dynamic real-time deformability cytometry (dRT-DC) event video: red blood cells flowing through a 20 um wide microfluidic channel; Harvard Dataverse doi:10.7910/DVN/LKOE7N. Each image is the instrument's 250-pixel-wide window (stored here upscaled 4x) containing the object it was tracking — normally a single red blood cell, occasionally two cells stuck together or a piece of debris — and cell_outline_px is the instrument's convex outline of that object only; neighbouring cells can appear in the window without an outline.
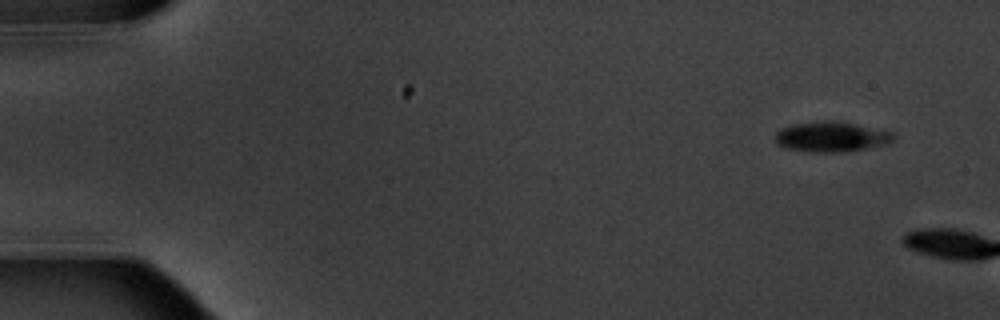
{"species": "common noctule bat (a hibernating species)", "species_latin": "Nyctalus noctula", "temperature_condition": "warm", "stored_images_in_passage": 4, "camera_frame_rate_fps": 3000, "um_per_image_px": 0.085, "animal": {"sex": "male", "body_mass_g": 20.1, "forearm_length_mm": 53.5}, "frame": {"image": 1, "passage_image": 2, "time_ms": 1.333, "image_size_px": [1000, 320], "cell_outline_px": [[896, 136], [892, 144], [844, 152], [808, 152], [784, 148], [776, 144], [776, 132], [780, 128], [792, 124], [824, 120], [840, 120], [892, 132]], "centroid_in_image_um": [70.69, 11.62], "position_along_channel_um": 14.3, "area_um2": 21.39}}